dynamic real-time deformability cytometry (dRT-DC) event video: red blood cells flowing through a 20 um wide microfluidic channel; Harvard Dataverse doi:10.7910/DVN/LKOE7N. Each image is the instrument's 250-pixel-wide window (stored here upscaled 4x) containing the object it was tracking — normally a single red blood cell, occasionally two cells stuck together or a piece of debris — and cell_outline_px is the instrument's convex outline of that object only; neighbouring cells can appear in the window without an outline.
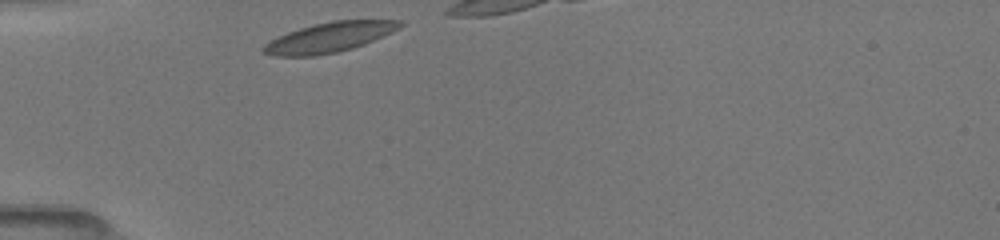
{"species": "common noctule bat (a hibernating species)", "species_latin": "Nyctalus noctula", "temperature_condition": "room temperature", "stored_images_in_passage": 8, "camera_frame_rate_fps": 3000, "um_per_image_px": 0.085, "animal": {"sex": "female", "body_mass_g": 19.5, "forearm_length_mm": 54.1}, "frame": {"image": 1, "passage_image": 1, "time_ms": 0.0, "image_size_px": [1000, 240], "cell_outline_px": [[404, 24], [392, 32], [364, 44], [352, 48], [336, 52], [316, 56], [272, 56], [260, 52], [260, 48], [264, 44], [288, 32], [312, 24], [332, 20], [404, 20]], "centroid_in_image_um": [27.97, 3.17], "position_along_channel_um": 57.0, "area_um2": 23.81}}
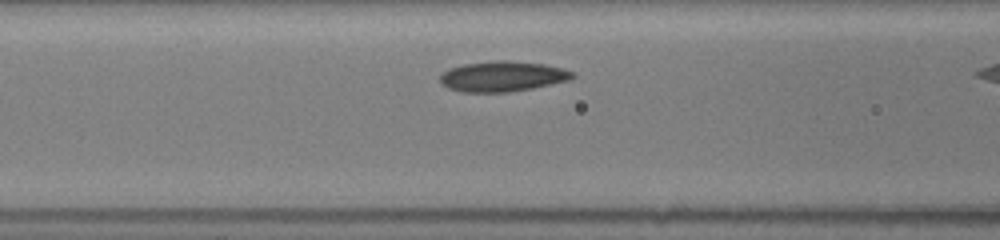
{"frame": {"image": 2, "passage_image": 5, "time_ms": 2.0, "image_size_px": [1000, 240], "cell_outline_px": [[576, 76], [568, 80], [552, 84], [532, 88], [508, 92], [464, 92], [448, 88], [440, 84], [440, 72], [448, 68], [464, 64], [492, 60], [508, 60], [544, 64], [560, 68], [572, 72]], "centroid_in_image_um": [42.65, 6.48], "position_along_channel_um": 124.0, "area_um2": 23.52}}
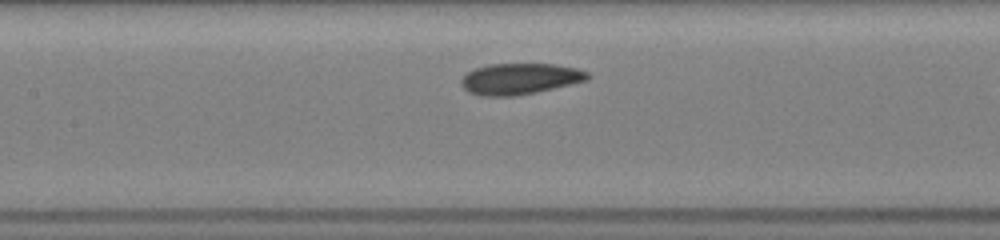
{"frame": {"image": 3, "passage_image": 7, "time_ms": 3.0, "image_size_px": [1000, 240], "cell_outline_px": [[588, 80], [536, 92], [512, 96], [480, 96], [468, 92], [460, 84], [460, 80], [468, 72], [476, 68], [492, 64], [556, 64], [576, 68], [588, 72]], "centroid_in_image_um": [44.17, 6.7], "position_along_channel_um": 163.2, "area_um2": 22.77}}